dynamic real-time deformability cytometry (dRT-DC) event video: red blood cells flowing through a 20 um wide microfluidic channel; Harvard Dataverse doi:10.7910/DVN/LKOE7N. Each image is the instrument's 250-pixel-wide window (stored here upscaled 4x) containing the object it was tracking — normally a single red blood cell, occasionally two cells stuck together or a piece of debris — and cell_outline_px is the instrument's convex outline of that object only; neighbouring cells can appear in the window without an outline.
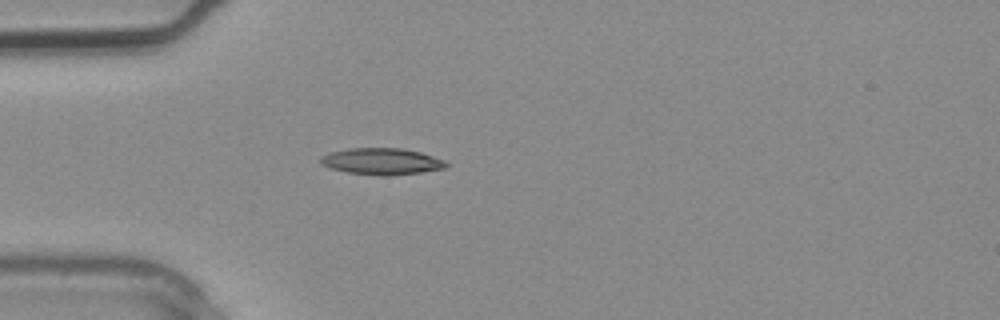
{"species": "common noctule bat (a hibernating species)", "species_latin": "Nyctalus noctula", "temperature_condition": "warm", "stored_images_in_passage": 1, "camera_frame_rate_fps": 3000, "um_per_image_px": 0.085, "animal": {"sex": "male", "body_mass_g": 20.4}, "frame": {"image": 1, "passage_image": 1, "time_ms": 0.0, "image_size_px": [1000, 320], "cell_outline_px": [[448, 164], [444, 168], [420, 172], [388, 176], [384, 176], [348, 172], [332, 168], [320, 164], [320, 156], [328, 152], [348, 148], [400, 148], [420, 152], [448, 160]], "centroid_in_image_um": [32.44, 13.7], "position_along_channel_um": 52.6, "area_um2": 19.48}}